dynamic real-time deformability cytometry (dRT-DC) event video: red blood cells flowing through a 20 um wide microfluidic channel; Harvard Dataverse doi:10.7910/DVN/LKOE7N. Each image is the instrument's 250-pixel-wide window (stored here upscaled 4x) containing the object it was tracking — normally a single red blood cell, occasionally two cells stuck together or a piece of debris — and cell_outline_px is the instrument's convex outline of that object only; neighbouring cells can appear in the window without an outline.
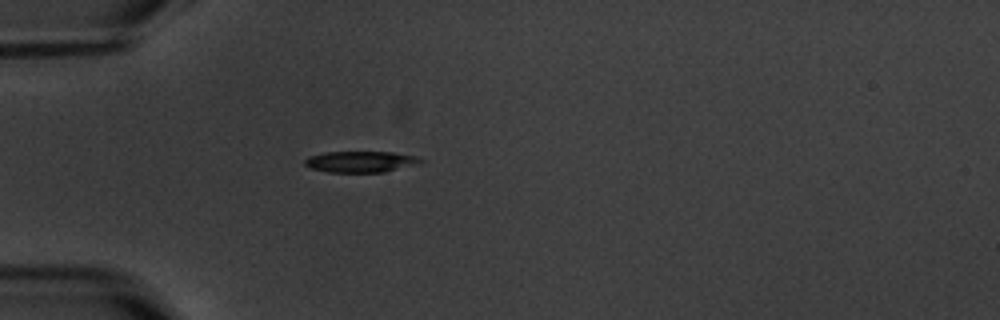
{"species": "common noctule bat (a hibernating species)", "species_latin": "Nyctalus noctula", "temperature_condition": "warm", "stored_images_in_passage": 4, "camera_frame_rate_fps": 3000, "um_per_image_px": 0.085, "animal": {"sex": "male", "body_mass_g": 20.1, "forearm_length_mm": 53.5}, "frame": {"image": 1, "passage_image": 4, "time_ms": 3.333, "image_size_px": [1000, 320], "cell_outline_px": [[424, 160], [420, 164], [384, 172], [328, 172], [308, 168], [304, 164], [304, 160], [308, 156], [324, 152], [392, 152], [416, 156]], "centroid_in_image_um": [30.64, 13.75], "position_along_channel_um": 54.4, "area_um2": 14.45}}